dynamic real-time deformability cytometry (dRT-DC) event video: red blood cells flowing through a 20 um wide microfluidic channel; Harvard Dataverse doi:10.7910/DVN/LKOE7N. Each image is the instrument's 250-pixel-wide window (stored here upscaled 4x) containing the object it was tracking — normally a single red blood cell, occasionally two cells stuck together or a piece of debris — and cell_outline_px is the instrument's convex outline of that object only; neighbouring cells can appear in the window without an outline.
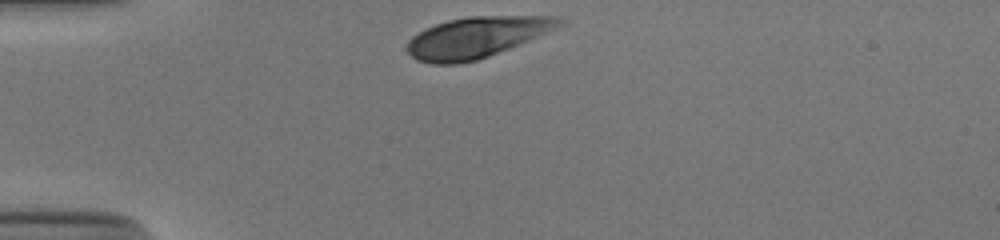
{"species": "human", "species_latin": "Homo sapiens", "temperature_condition": "cold", "stored_images_in_passage": 30, "camera_frame_rate_fps": 3000, "um_per_image_px": 0.085, "donor": {"sex": "male"}, "frame": {"image": 1, "passage_image": 1, "time_ms": 0.0, "image_size_px": [1000, 240], "cell_outline_px": [[568, 20], [564, 24], [528, 40], [488, 56], [476, 60], [456, 64], [432, 64], [416, 60], [404, 48], [408, 40], [412, 36], [436, 24], [448, 20], [468, 16], [556, 16]], "centroid_in_image_um": [40.48, 3.17], "position_along_channel_um": 44.5, "area_um2": 35.95}}
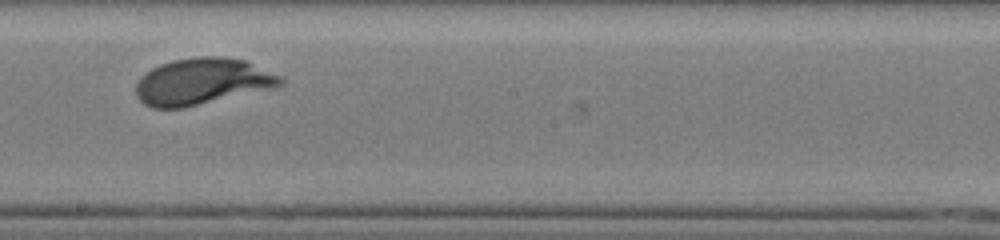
{"frame": {"image": 2, "passage_image": 18, "time_ms": 5.667, "image_size_px": [1000, 240], "cell_outline_px": [[284, 84], [184, 108], [152, 108], [144, 104], [136, 96], [136, 84], [140, 76], [152, 68], [160, 64], [172, 60], [196, 56], [220, 56], [248, 60], [280, 76], [284, 80]], "centroid_in_image_um": [17.14, 6.91], "position_along_channel_um": 231.1, "area_um2": 39.02}}
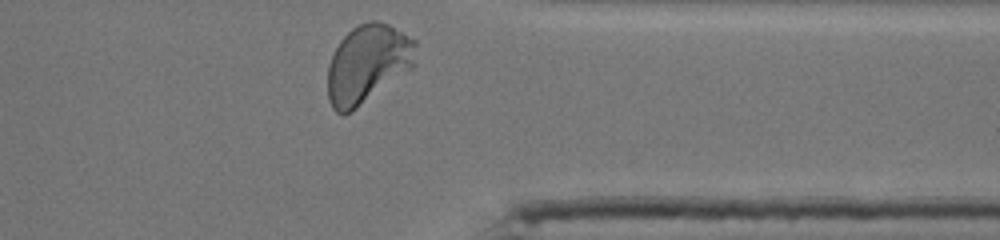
{"frame": {"image": 3, "passage_image": 30, "time_ms": 9.667, "image_size_px": [1000, 240], "cell_outline_px": [[416, 64], [412, 68], [352, 112], [344, 116], [336, 112], [332, 108], [328, 100], [328, 64], [340, 40], [352, 28], [360, 24], [372, 20], [376, 20], [388, 24], [416, 40]], "centroid_in_image_um": [31.25, 5.45], "position_along_channel_um": 380.2, "area_um2": 40.46}, "authors_computed_cell_mechanics": {"area_um2": 38.2347, "velocity_mm_per_s": 3.8257, "shape_relaxation_time_tau1_ms": 2.3437, "shape_relaxation_time_tau2_ms": null, "deformation_change_tau1": 0.14, "deformation_change_tau2": null}}